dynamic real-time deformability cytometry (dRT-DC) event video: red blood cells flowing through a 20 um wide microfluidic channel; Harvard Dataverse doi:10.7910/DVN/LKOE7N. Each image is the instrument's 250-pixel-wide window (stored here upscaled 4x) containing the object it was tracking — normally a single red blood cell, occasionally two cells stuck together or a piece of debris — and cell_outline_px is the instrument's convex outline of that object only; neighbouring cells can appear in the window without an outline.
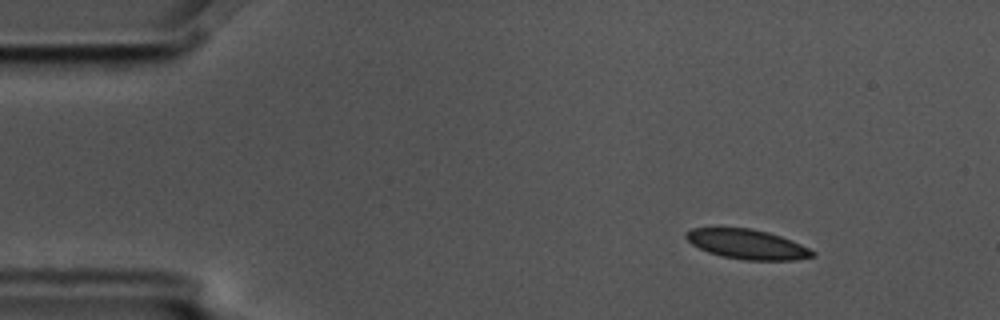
{"species": "common noctule bat (a hibernating species)", "species_latin": "Nyctalus noctula", "temperature_condition": "cold", "stored_images_in_passage": 5, "camera_frame_rate_fps": 3000, "um_per_image_px": 0.085, "animal": {"sex": "male", "body_mass_g": 17.5, "forearm_length_mm": 52.3}, "frame": {"image": 1, "passage_image": 1, "time_ms": 0.0, "image_size_px": [1000, 320], "cell_outline_px": [[816, 256], [796, 260], [744, 260], [724, 256], [708, 252], [692, 244], [684, 236], [684, 232], [692, 228], [752, 228], [768, 232], [792, 240], [816, 252]], "centroid_in_image_um": [63.53, 20.76], "position_along_channel_um": 21.5, "area_um2": 21.85}}